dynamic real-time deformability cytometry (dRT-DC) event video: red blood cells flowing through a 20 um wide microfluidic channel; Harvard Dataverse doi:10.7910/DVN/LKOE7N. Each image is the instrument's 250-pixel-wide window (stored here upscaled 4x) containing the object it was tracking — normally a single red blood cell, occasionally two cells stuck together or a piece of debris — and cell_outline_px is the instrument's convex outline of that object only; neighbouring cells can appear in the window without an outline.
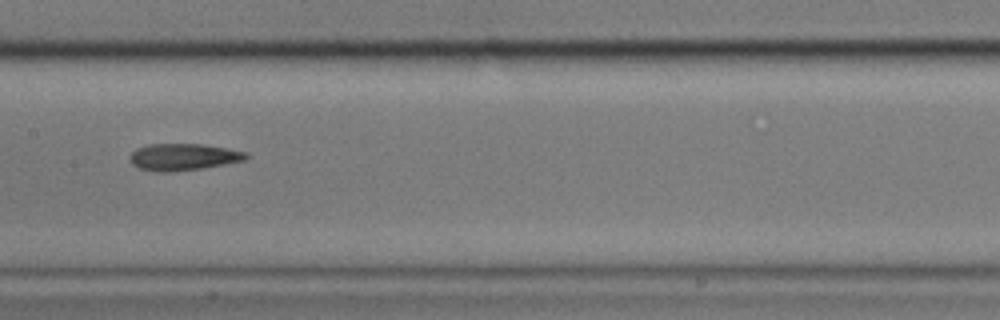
{"species": "common noctule bat (a hibernating species)", "species_latin": "Nyctalus noctula", "temperature_condition": "cold", "stored_images_in_passage": 9, "camera_frame_rate_fps": 3000, "um_per_image_px": 0.085, "animal": {"sex": "male", "body_mass_g": 17.9}, "frame": {"image": 1, "passage_image": 9, "time_ms": 9.333, "image_size_px": [1000, 320], "cell_outline_px": [[252, 156], [244, 160], [224, 164], [200, 168], [168, 172], [156, 172], [140, 168], [132, 164], [128, 160], [128, 156], [136, 148], [148, 144], [200, 144], [228, 148], [248, 152]], "centroid_in_image_um": [15.57, 13.33], "position_along_channel_um": 191.8, "area_um2": 18.26}}